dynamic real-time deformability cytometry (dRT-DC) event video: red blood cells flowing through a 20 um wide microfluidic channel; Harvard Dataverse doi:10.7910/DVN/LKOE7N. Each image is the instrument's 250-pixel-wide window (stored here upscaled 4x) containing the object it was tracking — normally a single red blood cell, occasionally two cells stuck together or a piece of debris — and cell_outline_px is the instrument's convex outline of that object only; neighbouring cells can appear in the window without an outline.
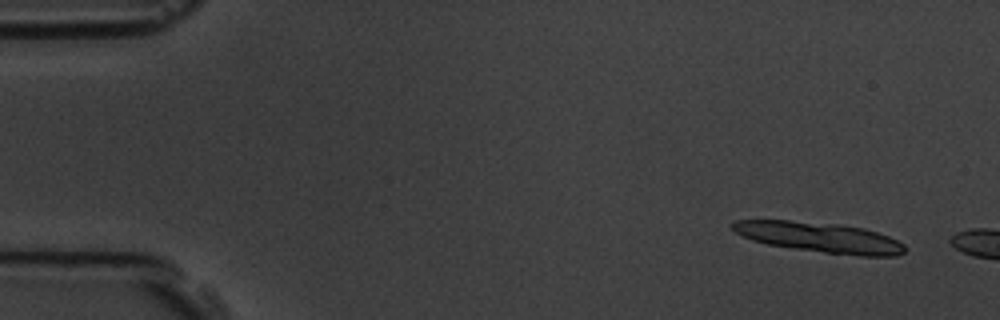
{"species": "common noctule bat (a hibernating species)", "species_latin": "Nyctalus noctula", "temperature_condition": "room temperature", "stored_images_in_passage": 3, "camera_frame_rate_fps": 3000, "um_per_image_px": 0.085, "animal": {"sex": "male", "body_mass_g": 19.5, "forearm_length_mm": 54.6}, "frame": {"image": 1, "passage_image": 2, "time_ms": 1.0, "image_size_px": [1000, 320], "cell_outline_px": [[904, 252], [896, 256], [860, 256], [824, 252], [768, 244], [752, 240], [736, 232], [728, 224], [736, 220], [788, 220], [840, 224], [864, 228], [888, 236], [904, 244]], "centroid_in_image_um": [69.66, 20.16], "position_along_channel_um": 15.3, "area_um2": 30.06}}